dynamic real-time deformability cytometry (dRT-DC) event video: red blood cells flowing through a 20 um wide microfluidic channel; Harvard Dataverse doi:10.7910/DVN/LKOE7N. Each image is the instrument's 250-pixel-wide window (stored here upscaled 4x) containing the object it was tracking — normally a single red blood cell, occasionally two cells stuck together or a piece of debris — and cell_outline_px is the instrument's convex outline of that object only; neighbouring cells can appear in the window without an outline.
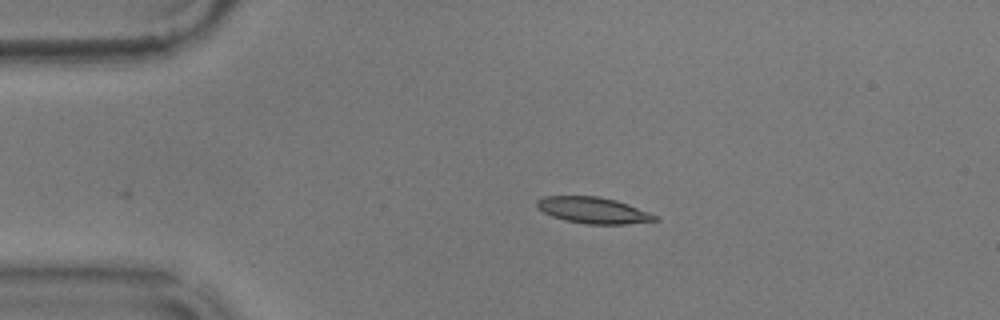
{"species": "common noctule bat (a hibernating species)", "species_latin": "Nyctalus noctula", "temperature_condition": "warm", "stored_images_in_passage": 35, "camera_frame_rate_fps": 3000, "um_per_image_px": 0.085, "animal": {"sex": "male", "body_mass_g": 17.9}, "frame": {"image": 1, "passage_image": 1, "time_ms": 0.0, "image_size_px": [1000, 320], "cell_outline_px": [[660, 220], [628, 224], [584, 224], [564, 220], [552, 216], [536, 208], [536, 200], [544, 196], [600, 196], [616, 200], [648, 212], [656, 216]], "centroid_in_image_um": [50.38, 17.87], "position_along_channel_um": 34.6, "area_um2": 18.09}}
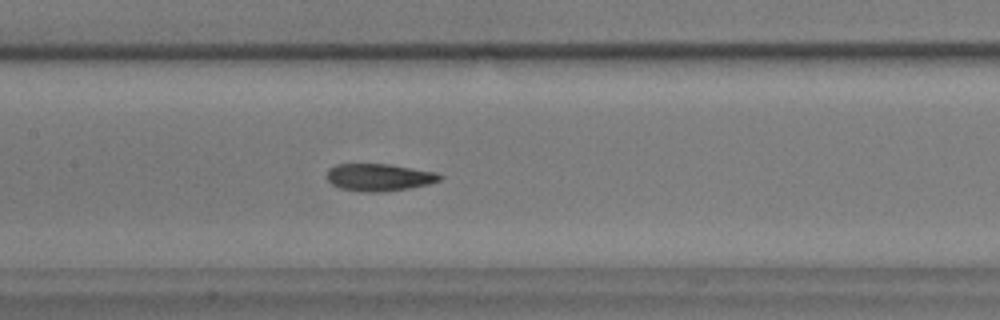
{"frame": {"image": 2, "passage_image": 16, "time_ms": 5.0, "image_size_px": [1000, 320], "cell_outline_px": [[444, 176], [440, 180], [428, 184], [408, 188], [384, 192], [360, 192], [340, 188], [332, 184], [328, 180], [328, 168], [336, 164], [388, 164], [436, 172]], "centroid_in_image_um": [32.22, 15.07], "position_along_channel_um": 175.2, "area_um2": 17.98}}
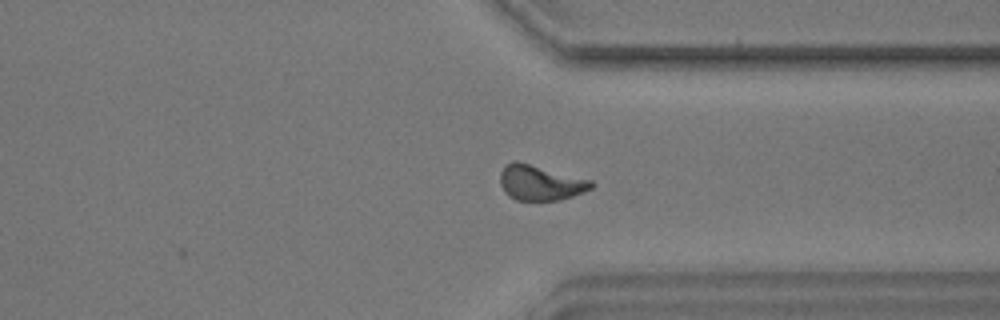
{"frame": {"image": 3, "passage_image": 32, "time_ms": 10.333, "image_size_px": [1000, 320], "cell_outline_px": [[596, 184], [592, 188], [584, 192], [560, 200], [516, 200], [508, 196], [504, 192], [500, 184], [500, 172], [504, 164], [516, 160], [592, 180]], "centroid_in_image_um": [45.92, 15.52], "position_along_channel_um": 365.5, "area_um2": 18.9}, "authors_computed_cell_mechanics": {"area_um2": 17.9758, "velocity_mm_per_s": 3.5822, "shape_relaxation_time_tau1_ms": 7.0679, "shape_relaxation_time_tau2_ms": 2.8335, "deformation_change_tau1": 0.1964, "deformation_change_tau2": 0.0953}}